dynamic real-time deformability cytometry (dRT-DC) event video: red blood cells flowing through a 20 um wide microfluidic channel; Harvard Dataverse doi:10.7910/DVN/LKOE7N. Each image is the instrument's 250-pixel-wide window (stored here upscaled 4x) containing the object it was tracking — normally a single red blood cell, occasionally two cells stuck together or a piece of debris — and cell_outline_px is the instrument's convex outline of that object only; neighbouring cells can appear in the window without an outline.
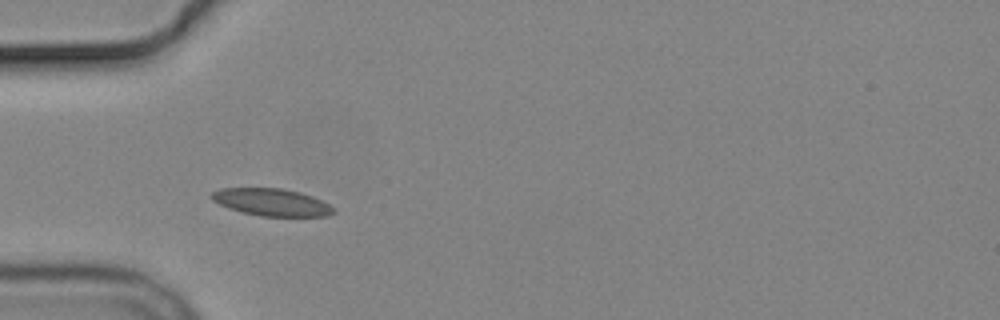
{"species": "common noctule bat (a hibernating species)", "species_latin": "Nyctalus noctula", "temperature_condition": "cold", "stored_images_in_passage": 6, "camera_frame_rate_fps": 3000, "um_per_image_px": 0.085, "animal": {"sex": "male", "body_mass_g": 19.2, "forearm_length_mm": 51.8}, "frame": {"image": 1, "passage_image": 3, "time_ms": 2.333, "image_size_px": [1000, 320], "cell_outline_px": [[336, 212], [328, 216], [260, 216], [240, 212], [228, 208], [212, 200], [208, 196], [212, 192], [220, 188], [284, 188], [300, 192], [312, 196], [336, 208]], "centroid_in_image_um": [23.08, 17.19], "position_along_channel_um": 61.9, "area_um2": 19.59}}
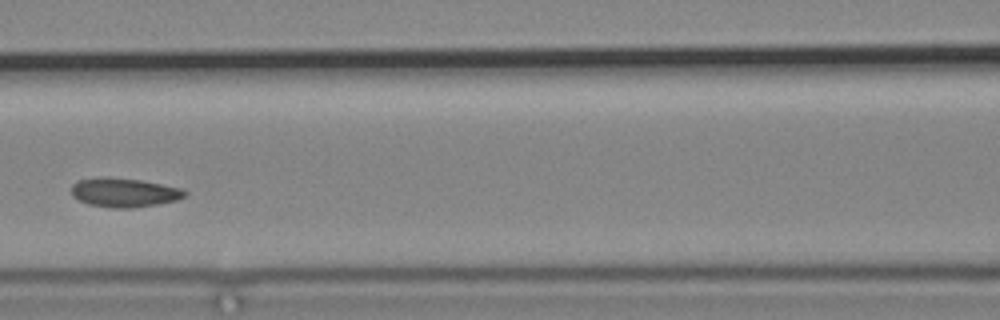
{"frame": {"image": 2, "passage_image": 5, "time_ms": 5.0, "image_size_px": [1000, 320], "cell_outline_px": [[188, 192], [184, 196], [176, 200], [156, 204], [132, 208], [112, 208], [88, 204], [72, 196], [72, 184], [80, 180], [100, 176], [104, 176], [140, 180], [180, 188]], "centroid_in_image_um": [10.52, 16.36], "position_along_channel_um": 156.1, "area_um2": 19.07}}
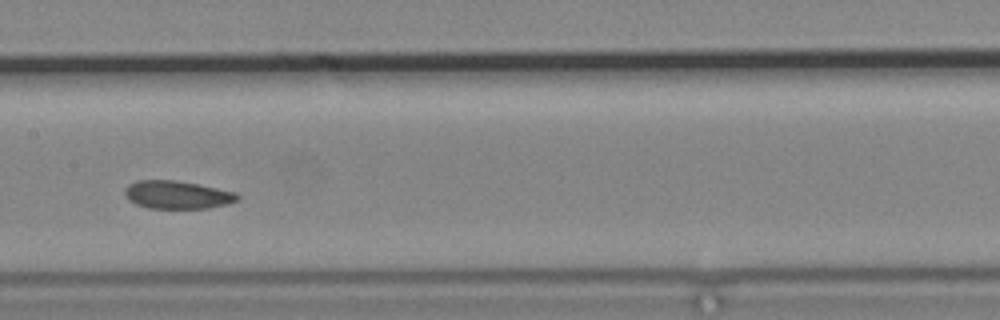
{"frame": {"image": 3, "passage_image": 6, "time_ms": 6.0, "image_size_px": [1000, 320], "cell_outline_px": [[240, 200], [228, 204], [208, 208], [148, 208], [136, 204], [128, 200], [124, 192], [128, 184], [136, 180], [176, 180], [236, 192], [240, 196]], "centroid_in_image_um": [15.07, 16.56], "position_along_channel_um": 192.3, "area_um2": 18.44}}